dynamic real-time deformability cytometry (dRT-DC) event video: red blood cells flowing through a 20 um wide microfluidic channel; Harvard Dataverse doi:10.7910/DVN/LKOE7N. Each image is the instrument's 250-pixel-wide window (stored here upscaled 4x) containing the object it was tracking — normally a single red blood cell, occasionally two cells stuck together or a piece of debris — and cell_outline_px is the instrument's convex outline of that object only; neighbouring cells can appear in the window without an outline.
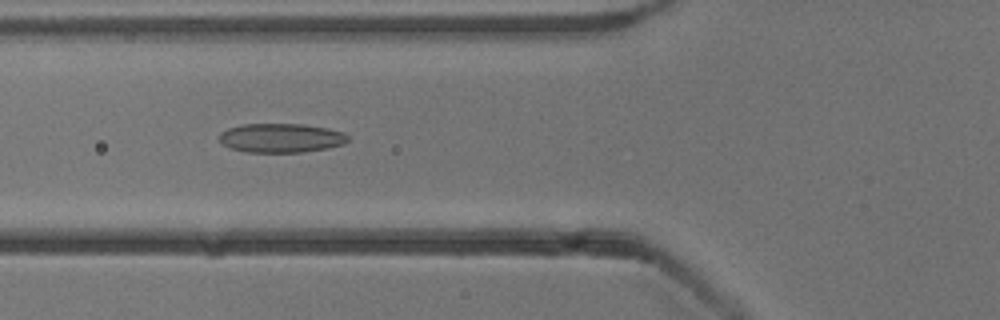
{"species": "common noctule bat (a hibernating species)", "species_latin": "Nyctalus noctula", "temperature_condition": "cold", "stored_images_in_passage": 4, "camera_frame_rate_fps": 3000, "um_per_image_px": 0.085, "animal": {"sex": "male", "body_mass_g": 13.3}, "frame": {"image": 1, "passage_image": 3, "time_ms": 2.333, "image_size_px": [1000, 320], "cell_outline_px": [[348, 140], [344, 144], [328, 148], [304, 152], [248, 152], [232, 148], [224, 144], [220, 140], [220, 132], [228, 128], [240, 124], [304, 124], [328, 128], [344, 132], [348, 136]], "centroid_in_image_um": [23.92, 11.72], "position_along_channel_um": 101.9, "area_um2": 21.85}}
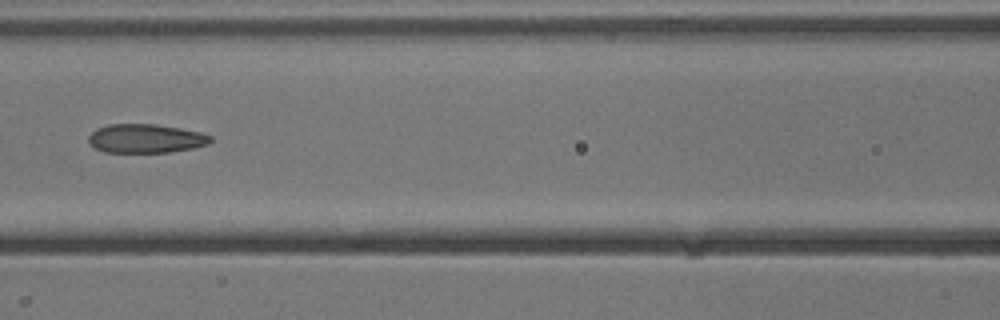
{"frame": {"image": 2, "passage_image": 4, "time_ms": 3.667, "image_size_px": [1000, 320], "cell_outline_px": [[212, 140], [208, 144], [192, 148], [168, 152], [104, 152], [88, 144], [88, 136], [96, 128], [108, 124], [156, 124], [180, 128], [200, 132], [212, 136]], "centroid_in_image_um": [12.36, 11.77], "position_along_channel_um": 154.2, "area_um2": 20.58}}